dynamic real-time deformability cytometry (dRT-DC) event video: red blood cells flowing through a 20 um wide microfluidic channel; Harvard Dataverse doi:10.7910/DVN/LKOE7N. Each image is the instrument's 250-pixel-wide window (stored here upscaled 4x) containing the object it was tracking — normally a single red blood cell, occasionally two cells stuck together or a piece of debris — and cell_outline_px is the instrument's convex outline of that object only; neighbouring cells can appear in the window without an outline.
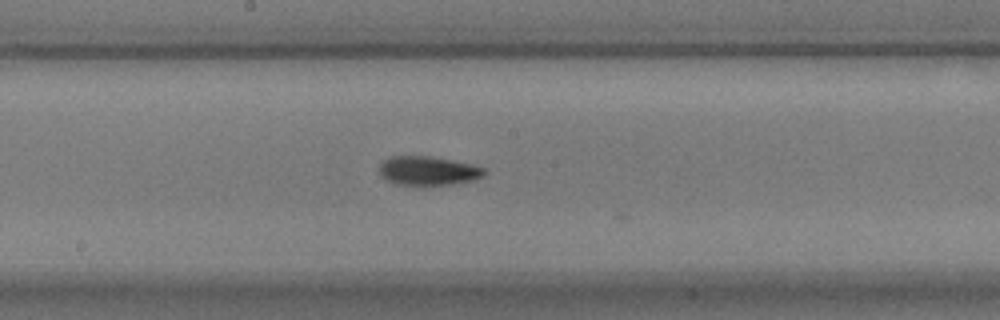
{"species": "common noctule bat (a hibernating species)", "species_latin": "Nyctalus noctula", "temperature_condition": "warm", "stored_images_in_passage": 29, "camera_frame_rate_fps": 3000, "um_per_image_px": 0.085, "animal": {"sex": "male", "body_mass_g": 17.9}, "frame": {"image": 1, "passage_image": 28, "time_ms": 9.0, "image_size_px": [1000, 320], "cell_outline_px": [[488, 172], [484, 176], [472, 180], [452, 184], [396, 184], [380, 176], [380, 164], [384, 160], [392, 156], [432, 156], [472, 164], [484, 168]], "centroid_in_image_um": [36.41, 14.5], "position_along_channel_um": 211.8, "area_um2": 17.57}}